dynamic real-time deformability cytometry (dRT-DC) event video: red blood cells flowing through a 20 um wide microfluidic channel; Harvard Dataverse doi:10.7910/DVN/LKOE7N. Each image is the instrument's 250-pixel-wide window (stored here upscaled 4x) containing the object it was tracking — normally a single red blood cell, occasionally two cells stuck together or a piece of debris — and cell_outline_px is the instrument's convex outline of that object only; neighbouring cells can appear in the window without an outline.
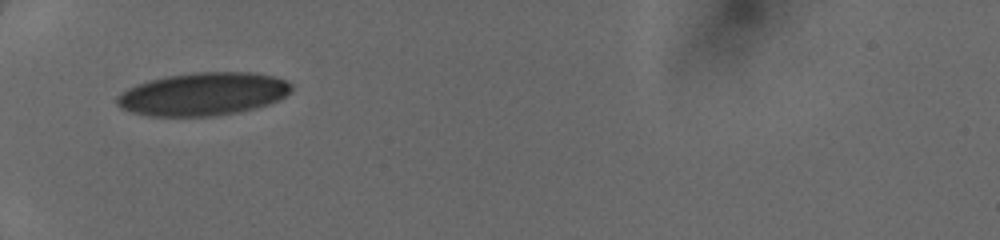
{"species": "human", "species_latin": "Homo sapiens", "temperature_condition": "cold", "stored_images_in_passage": 31, "camera_frame_rate_fps": 3000, "um_per_image_px": 0.085, "donor": {"sex": "female"}, "frame": {"image": 1, "passage_image": 1, "time_ms": 0.0, "image_size_px": [1000, 240], "cell_outline_px": [[292, 88], [280, 100], [256, 108], [240, 112], [216, 116], [148, 116], [132, 112], [120, 108], [116, 104], [116, 96], [120, 92], [128, 88], [152, 80], [168, 76], [196, 72], [252, 72], [272, 76], [284, 80], [292, 84]], "centroid_in_image_um": [17.26, 8.0], "position_along_channel_um": 67.7, "area_um2": 43.64}}
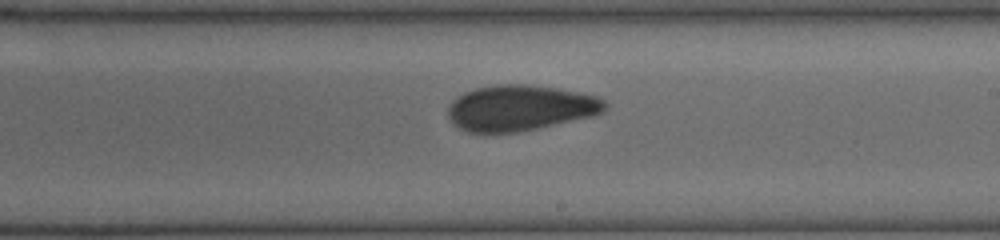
{"frame": {"image": 2, "passage_image": 14, "time_ms": 4.333, "image_size_px": [1000, 240], "cell_outline_px": [[608, 108], [592, 116], [536, 128], [516, 132], [468, 132], [460, 128], [448, 116], [448, 104], [456, 96], [464, 92], [476, 88], [496, 84], [524, 84], [556, 88], [580, 92], [596, 96], [604, 100], [608, 104]], "centroid_in_image_um": [44.21, 9.15], "position_along_channel_um": 244.8, "area_um2": 41.56}}
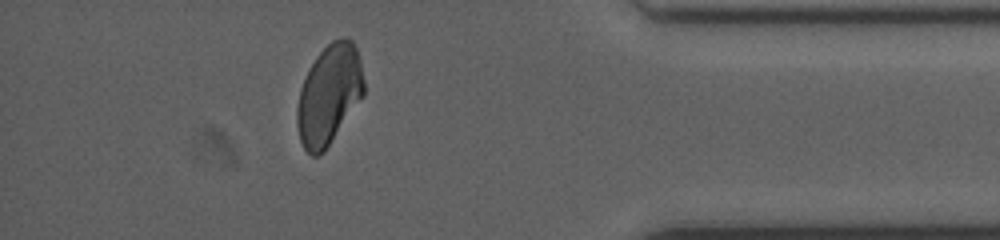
{"frame": {"image": 3, "passage_image": 27, "time_ms": 8.667, "image_size_px": [1000, 240], "cell_outline_px": [[364, 96], [324, 152], [316, 156], [312, 156], [304, 148], [300, 140], [296, 124], [296, 108], [300, 88], [316, 56], [332, 40], [344, 36], [352, 40], [356, 48], [360, 60], [364, 80]], "centroid_in_image_um": [27.97, 8.06], "position_along_channel_um": 407.2, "area_um2": 38.96}}